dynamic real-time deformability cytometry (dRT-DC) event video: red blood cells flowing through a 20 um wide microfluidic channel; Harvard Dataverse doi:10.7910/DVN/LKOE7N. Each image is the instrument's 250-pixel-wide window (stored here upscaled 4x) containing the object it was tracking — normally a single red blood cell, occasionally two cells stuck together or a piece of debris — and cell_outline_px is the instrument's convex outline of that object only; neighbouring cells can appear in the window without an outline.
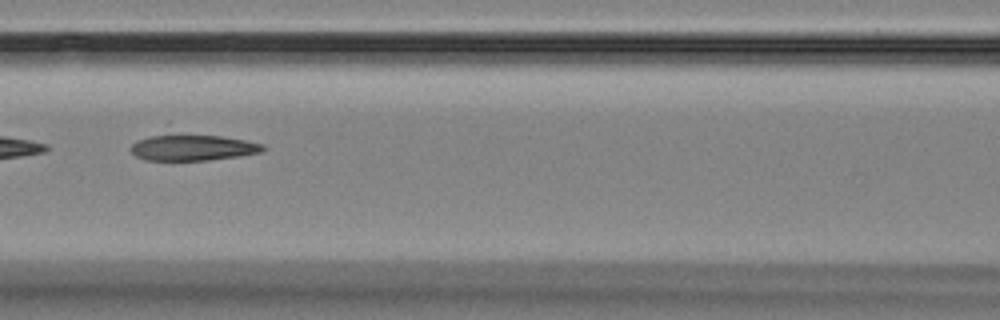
{"species": "Egyptian fruit bat (a non-hibernating species)", "species_latin": "Rousettus aegyptiacus", "temperature_condition": "room temperature", "stored_images_in_passage": 9, "camera_frame_rate_fps": 3000, "um_per_image_px": 0.085, "animal": {"sex": "female"}, "frame": {"image": 1, "passage_image": 6, "time_ms": 5.667, "image_size_px": [1000, 320], "cell_outline_px": [[264, 148], [260, 152], [240, 156], [208, 160], [144, 160], [136, 156], [132, 152], [132, 144], [140, 140], [152, 136], [220, 136], [244, 140], [264, 144]], "centroid_in_image_um": [16.42, 12.58], "position_along_channel_um": 150.2, "area_um2": 19.25}}
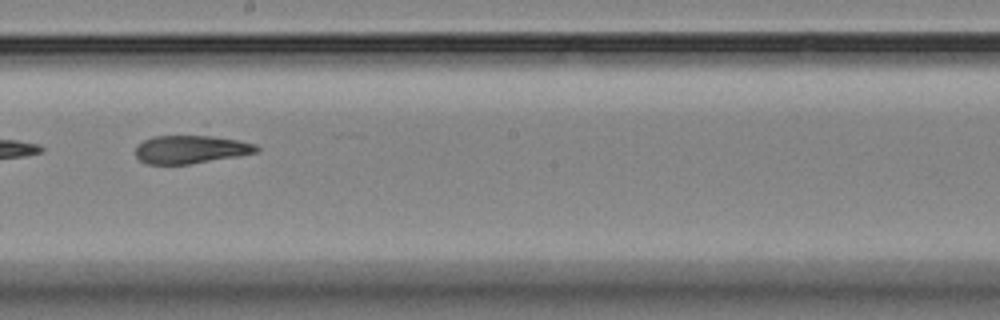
{"frame": {"image": 2, "passage_image": 8, "time_ms": 8.0, "image_size_px": [1000, 320], "cell_outline_px": [[260, 148], [256, 152], [240, 156], [188, 164], [144, 164], [136, 156], [136, 148], [144, 140], [152, 136], [212, 136], [236, 140], [256, 144]], "centroid_in_image_um": [16.21, 12.7], "position_along_channel_um": 232.0, "area_um2": 19.71}}
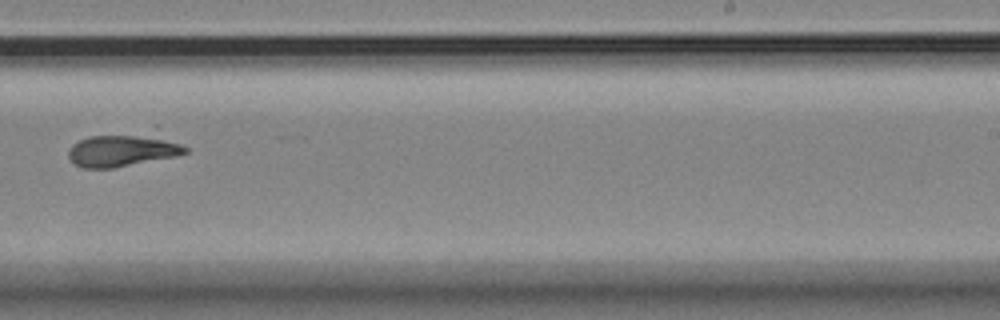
{"frame": {"image": 3, "passage_image": 9, "time_ms": 9.333, "image_size_px": [1000, 320], "cell_outline_px": [[188, 152], [176, 156], [112, 168], [84, 168], [76, 164], [68, 156], [68, 152], [72, 144], [88, 136], [152, 136], [180, 144], [188, 148]], "centroid_in_image_um": [10.35, 12.82], "position_along_channel_um": 278.7, "area_um2": 20.98}}